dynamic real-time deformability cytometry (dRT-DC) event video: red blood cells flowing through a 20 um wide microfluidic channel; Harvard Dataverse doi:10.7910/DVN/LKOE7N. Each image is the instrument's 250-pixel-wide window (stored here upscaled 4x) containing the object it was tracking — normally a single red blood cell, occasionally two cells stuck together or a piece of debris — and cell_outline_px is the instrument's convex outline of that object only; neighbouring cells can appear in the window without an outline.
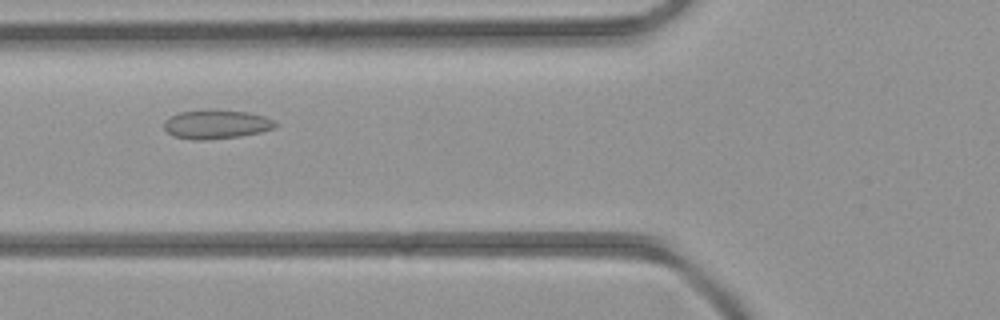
{"species": "common noctule bat (a hibernating species)", "species_latin": "Nyctalus noctula", "temperature_condition": "room temperature", "stored_images_in_passage": 3, "camera_frame_rate_fps": 3000, "um_per_image_px": 0.085, "animal": {"sex": "female", "body_mass_g": 21.9}, "frame": {"image": 1, "passage_image": 3, "time_ms": 2.333, "image_size_px": [1000, 320], "cell_outline_px": [[276, 128], [260, 132], [240, 136], [204, 140], [192, 140], [172, 136], [164, 128], [164, 120], [180, 112], [212, 108], [248, 112], [264, 116], [272, 120], [276, 124]], "centroid_in_image_um": [18.36, 10.55], "position_along_channel_um": 107.4, "area_um2": 19.02}}